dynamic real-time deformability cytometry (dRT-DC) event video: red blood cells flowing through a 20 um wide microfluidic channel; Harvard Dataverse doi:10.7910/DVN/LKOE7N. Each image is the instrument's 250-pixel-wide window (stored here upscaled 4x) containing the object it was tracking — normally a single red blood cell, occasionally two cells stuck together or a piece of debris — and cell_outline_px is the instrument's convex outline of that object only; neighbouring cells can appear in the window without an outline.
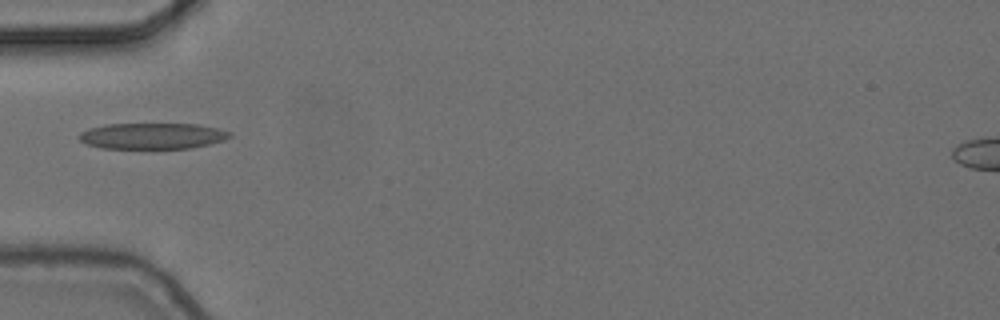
{"species": "common noctule bat (a hibernating species)", "species_latin": "Nyctalus noctula", "temperature_condition": "cold", "stored_images_in_passage": 1, "camera_frame_rate_fps": 3000, "um_per_image_px": 0.085, "animal": {"sex": "female", "body_mass_g": 24.6, "forearm_length_mm": 56.2}, "frame": {"image": 1, "passage_image": 1, "time_ms": 0.0, "image_size_px": [1000, 320], "cell_outline_px": [[232, 136], [224, 140], [192, 148], [100, 148], [84, 144], [76, 136], [80, 132], [88, 128], [104, 124], [196, 124], [216, 128], [232, 132]], "centroid_in_image_um": [12.89, 11.55], "position_along_channel_um": 72.1, "area_um2": 23.0}}